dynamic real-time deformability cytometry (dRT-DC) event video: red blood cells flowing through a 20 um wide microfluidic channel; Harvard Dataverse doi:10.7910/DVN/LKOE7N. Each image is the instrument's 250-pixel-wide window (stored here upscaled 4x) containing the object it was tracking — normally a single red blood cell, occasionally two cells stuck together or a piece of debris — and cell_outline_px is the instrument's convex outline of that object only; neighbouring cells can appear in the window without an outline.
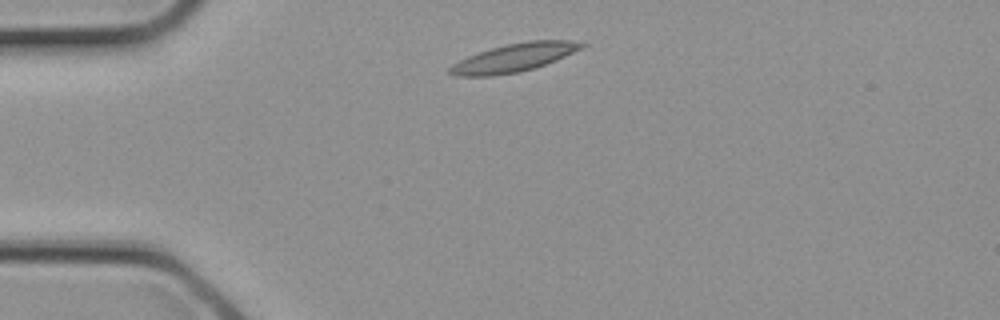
{"species": "common noctule bat (a hibernating species)", "species_latin": "Nyctalus noctula", "temperature_condition": "cold", "stored_images_in_passage": 1, "camera_frame_rate_fps": 3000, "um_per_image_px": 0.085, "animal": {"sex": "female", "body_mass_g": 21.9}, "frame": {"image": 1, "passage_image": 1, "time_ms": 0.0, "image_size_px": [1000, 320], "cell_outline_px": [[588, 44], [584, 48], [556, 60], [520, 72], [492, 76], [456, 76], [448, 72], [448, 68], [452, 64], [468, 56], [492, 48], [508, 44], [528, 40], [572, 40]], "centroid_in_image_um": [43.72, 4.9], "position_along_channel_um": 41.3, "area_um2": 21.62}}